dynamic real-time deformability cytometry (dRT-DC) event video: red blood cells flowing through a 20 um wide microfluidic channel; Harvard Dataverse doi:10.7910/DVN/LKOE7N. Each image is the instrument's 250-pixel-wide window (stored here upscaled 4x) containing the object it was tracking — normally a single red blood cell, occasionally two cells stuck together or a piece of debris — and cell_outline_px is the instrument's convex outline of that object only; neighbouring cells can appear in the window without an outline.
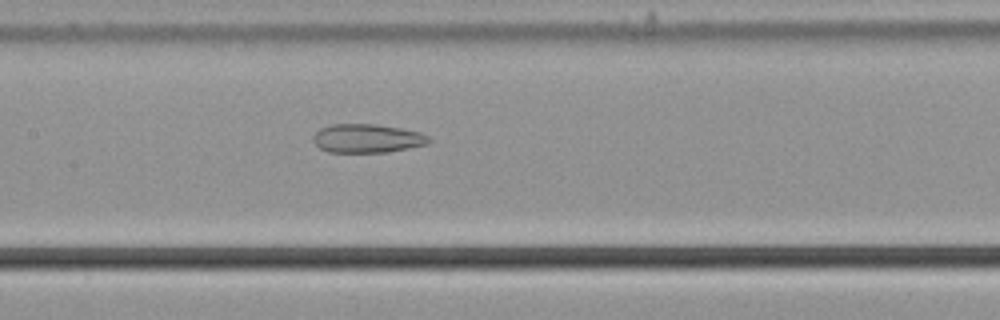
{"species": "common noctule bat (a hibernating species)", "species_latin": "Nyctalus noctula", "temperature_condition": "cold", "stored_images_in_passage": 55, "camera_frame_rate_fps": 3000, "um_per_image_px": 0.085, "animal": {"sex": "male", "body_mass_g": 21.5, "forearm_length_mm": 52.0}, "frame": {"image": 1, "passage_image": 27, "time_ms": 8.667, "image_size_px": [1000, 320], "cell_outline_px": [[432, 140], [428, 144], [388, 152], [328, 152], [320, 148], [312, 140], [312, 136], [320, 128], [332, 124], [376, 124], [400, 128], [420, 132], [428, 136]], "centroid_in_image_um": [31.21, 11.76], "position_along_channel_um": 176.2, "area_um2": 19.42}}
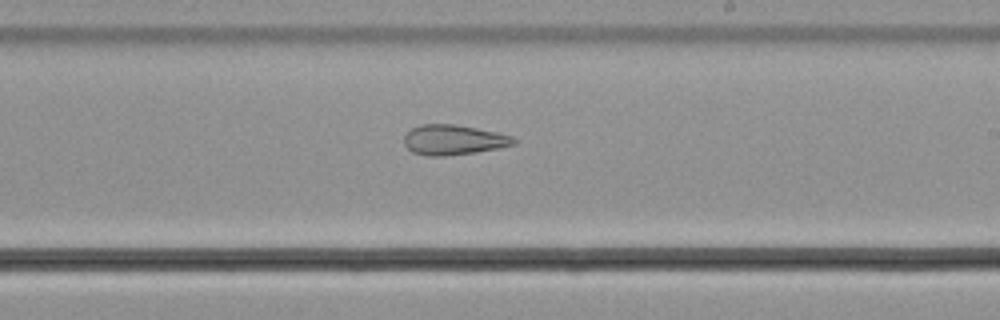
{"frame": {"image": 2, "passage_image": 33, "time_ms": 10.667, "image_size_px": [1000, 320], "cell_outline_px": [[516, 144], [476, 152], [444, 156], [428, 156], [412, 152], [404, 144], [404, 136], [412, 128], [420, 124], [456, 124], [496, 132], [512, 136], [516, 140]], "centroid_in_image_um": [38.53, 11.88], "position_along_channel_um": 250.5, "area_um2": 19.13}}
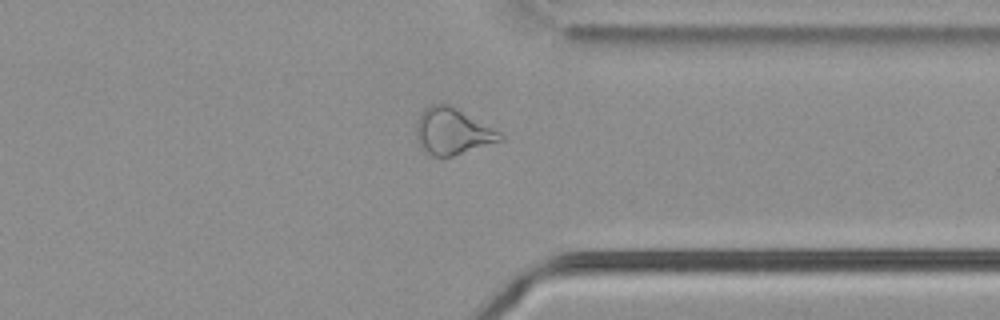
{"frame": {"image": 3, "passage_image": 43, "time_ms": 14.0, "image_size_px": [1000, 320], "cell_outline_px": [[504, 140], [452, 156], [432, 156], [420, 144], [416, 136], [416, 124], [420, 112], [424, 108], [432, 104], [448, 104], [456, 108], [500, 132], [504, 136]], "centroid_in_image_um": [38.45, 11.16], "position_along_channel_um": 372.9, "area_um2": 22.31}, "authors_computed_cell_mechanics": {"area_um2": 25.432, "velocity_mm_per_s": 3.7267, "shape_relaxation_time_tau1_ms": null, "shape_relaxation_time_tau2_ms": 3.4696, "deformation_change_tau1": null, "deformation_change_tau2": 0.1233}}